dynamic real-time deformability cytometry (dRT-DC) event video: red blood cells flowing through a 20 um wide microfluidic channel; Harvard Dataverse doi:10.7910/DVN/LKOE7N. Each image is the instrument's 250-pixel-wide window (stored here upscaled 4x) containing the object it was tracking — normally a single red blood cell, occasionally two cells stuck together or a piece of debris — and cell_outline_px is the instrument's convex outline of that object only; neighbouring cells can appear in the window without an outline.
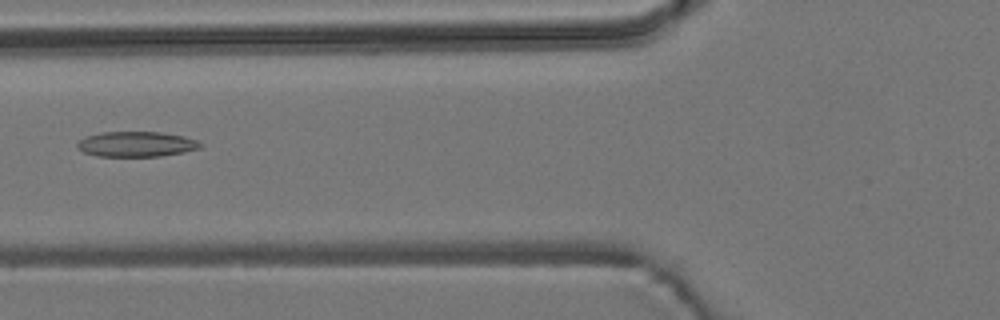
{"species": "common noctule bat (a hibernating species)", "species_latin": "Nyctalus noctula", "temperature_condition": "room temperature", "stored_images_in_passage": 3, "camera_frame_rate_fps": 3000, "um_per_image_px": 0.085, "animal": {"sex": "male", "body_mass_g": 19.2, "forearm_length_mm": 51.8}, "frame": {"image": 1, "passage_image": 2, "time_ms": 1.333, "image_size_px": [1000, 320], "cell_outline_px": [[204, 144], [200, 148], [184, 152], [160, 156], [96, 156], [84, 152], [76, 148], [76, 144], [84, 136], [100, 132], [160, 132], [184, 136], [196, 140]], "centroid_in_image_um": [11.57, 12.25], "position_along_channel_um": 114.2, "area_um2": 18.21}}
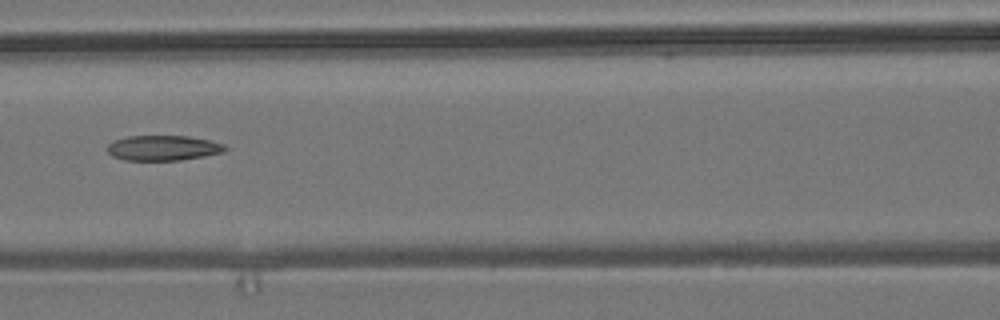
{"frame": {"image": 2, "passage_image": 3, "time_ms": 2.333, "image_size_px": [1000, 320], "cell_outline_px": [[228, 148], [224, 152], [204, 156], [180, 160], [124, 160], [112, 156], [108, 152], [108, 144], [116, 140], [128, 136], [188, 136], [208, 140], [224, 144]], "centroid_in_image_um": [13.88, 12.58], "position_along_channel_um": 152.7, "area_um2": 17.17}}